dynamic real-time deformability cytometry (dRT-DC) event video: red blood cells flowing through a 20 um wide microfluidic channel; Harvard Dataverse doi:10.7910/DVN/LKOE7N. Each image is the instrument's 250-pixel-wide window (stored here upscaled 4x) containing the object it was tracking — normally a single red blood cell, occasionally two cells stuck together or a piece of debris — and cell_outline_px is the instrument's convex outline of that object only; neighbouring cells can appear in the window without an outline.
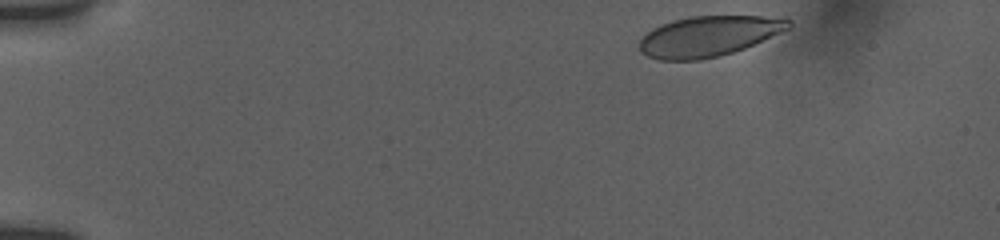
{"species": "human", "species_latin": "Homo sapiens", "temperature_condition": "room temperature", "stored_images_in_passage": 37, "camera_frame_rate_fps": 3000, "um_per_image_px": 0.085, "donor": {"sex": "female"}, "frame": {"image": 1, "passage_image": 2, "time_ms": 0.333, "image_size_px": [1000, 240], "cell_outline_px": [[792, 24], [788, 28], [780, 32], [744, 48], [720, 56], [700, 60], [660, 60], [648, 56], [640, 52], [636, 48], [640, 40], [652, 28], [660, 24], [672, 20], [692, 16], [784, 16], [792, 20]], "centroid_in_image_um": [60.21, 3.07], "position_along_channel_um": 24.8, "area_um2": 35.32}}
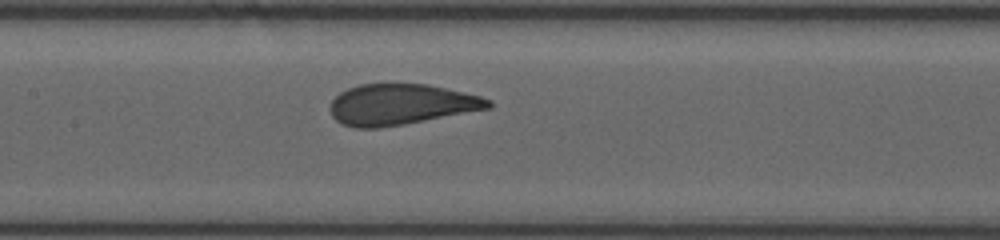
{"frame": {"image": 2, "passage_image": 20, "time_ms": 7.0, "image_size_px": [1000, 240], "cell_outline_px": [[492, 108], [404, 124], [380, 128], [356, 128], [344, 124], [336, 120], [332, 116], [332, 100], [340, 92], [348, 88], [360, 84], [428, 84], [480, 96], [492, 100]], "centroid_in_image_um": [34.11, 8.88], "position_along_channel_um": 173.3, "area_um2": 37.4}}
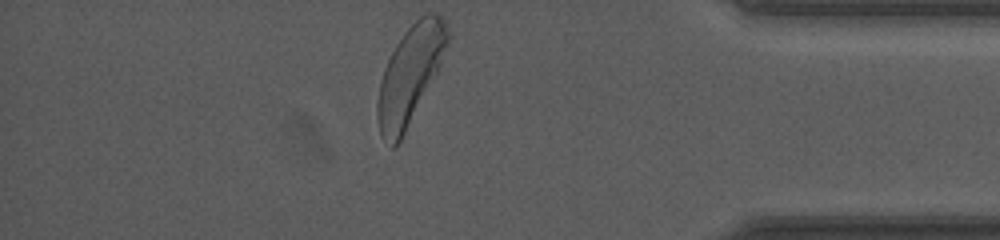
{"frame": {"image": 3, "passage_image": 37, "time_ms": 13.667, "image_size_px": [1000, 240], "cell_outline_px": [[452, 36], [440, 68], [396, 148], [392, 148], [380, 136], [376, 120], [376, 104], [380, 80], [384, 68], [396, 44], [404, 32], [420, 16], [428, 12], [436, 12], [444, 20]], "centroid_in_image_um": [34.86, 6.37], "position_along_channel_um": 400.3, "area_um2": 40.46}, "authors_computed_cell_mechanics": {"area_um2": 37.9746, "velocity_mm_per_s": 3.7959, "shape_relaxation_time_tau1_ms": 2.4419, "shape_relaxation_time_tau2_ms": null, "deformation_change_tau1": 0.1328, "deformation_change_tau2": null}}